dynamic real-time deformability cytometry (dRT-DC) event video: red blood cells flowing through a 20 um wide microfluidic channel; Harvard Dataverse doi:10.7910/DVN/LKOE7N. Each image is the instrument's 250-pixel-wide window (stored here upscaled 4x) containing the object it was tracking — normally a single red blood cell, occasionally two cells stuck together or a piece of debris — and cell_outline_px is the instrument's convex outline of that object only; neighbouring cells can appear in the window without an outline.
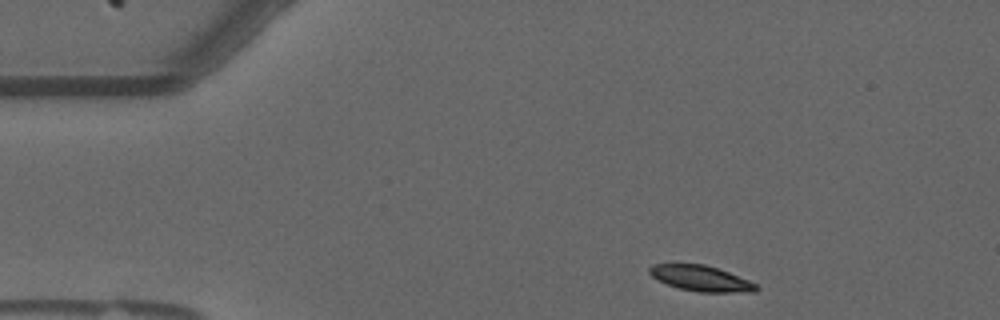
{"species": "common noctule bat (a hibernating species)", "species_latin": "Nyctalus noctula", "temperature_condition": "warm", "stored_images_in_passage": 10, "camera_frame_rate_fps": 3000, "um_per_image_px": 0.085, "animal": {"sex": "male", "forearm_length_mm": 52.5}, "frame": {"image": 1, "passage_image": 1, "time_ms": 0.0, "image_size_px": [1000, 320], "cell_outline_px": [[760, 288], [756, 292], [700, 292], [680, 288], [656, 280], [648, 272], [648, 268], [652, 264], [704, 264], [728, 272], [748, 280], [756, 284]], "centroid_in_image_um": [59.57, 23.66], "position_along_channel_um": 25.4, "area_um2": 15.84}}
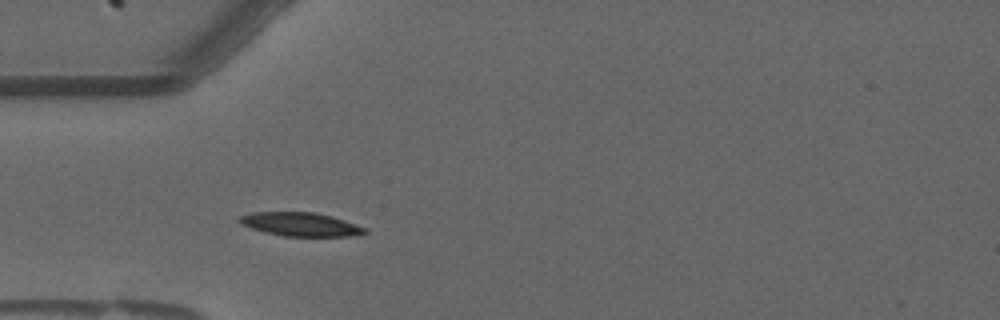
{"frame": {"image": 2, "passage_image": 9, "time_ms": 2.667, "image_size_px": [1000, 320], "cell_outline_px": [[368, 232], [360, 236], [284, 236], [252, 228], [240, 224], [236, 220], [240, 216], [252, 212], [316, 212], [332, 216], [368, 228]], "centroid_in_image_um": [25.6, 19.06], "position_along_channel_um": 59.4, "area_um2": 17.4}}